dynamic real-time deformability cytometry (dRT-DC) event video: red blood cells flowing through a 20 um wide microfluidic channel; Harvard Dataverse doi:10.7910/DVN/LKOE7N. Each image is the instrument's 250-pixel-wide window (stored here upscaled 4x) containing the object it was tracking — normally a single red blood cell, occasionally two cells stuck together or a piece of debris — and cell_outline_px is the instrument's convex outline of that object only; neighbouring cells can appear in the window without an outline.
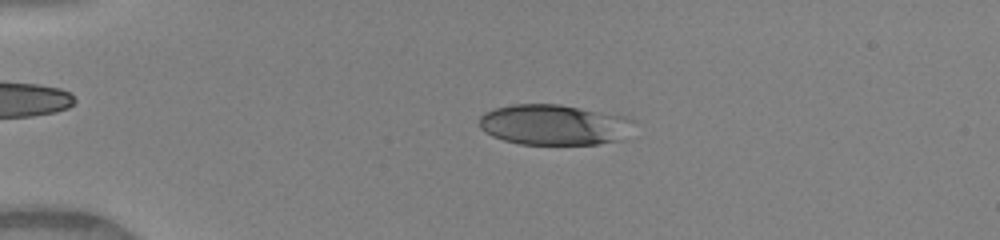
{"species": "human", "species_latin": "Homo sapiens", "temperature_condition": "warm", "stored_images_in_passage": 35, "camera_frame_rate_fps": 3000, "um_per_image_px": 0.085, "donor": {"sex": "female"}, "frame": {"image": 1, "passage_image": 10, "time_ms": 3.0, "image_size_px": [1000, 240], "cell_outline_px": [[636, 120], [620, 140], [596, 144], [520, 144], [504, 140], [492, 136], [484, 132], [480, 128], [480, 116], [484, 112], [496, 108], [512, 104], [560, 104], [624, 116]], "centroid_in_image_um": [47.05, 10.6], "position_along_channel_um": 37.9, "area_um2": 36.36}}
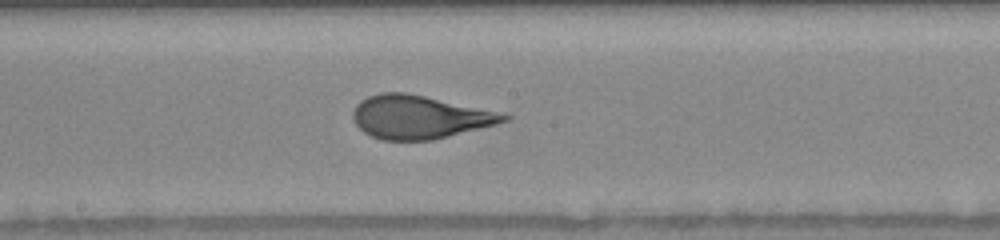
{"frame": {"image": 2, "passage_image": 21, "time_ms": 6.667, "image_size_px": [1000, 240], "cell_outline_px": [[512, 116], [508, 120], [496, 124], [432, 140], [380, 140], [364, 132], [356, 124], [352, 116], [352, 112], [356, 104], [360, 100], [368, 96], [380, 92], [408, 92]], "centroid_in_image_um": [35.57, 9.94], "position_along_channel_um": 212.6, "area_um2": 37.57}}
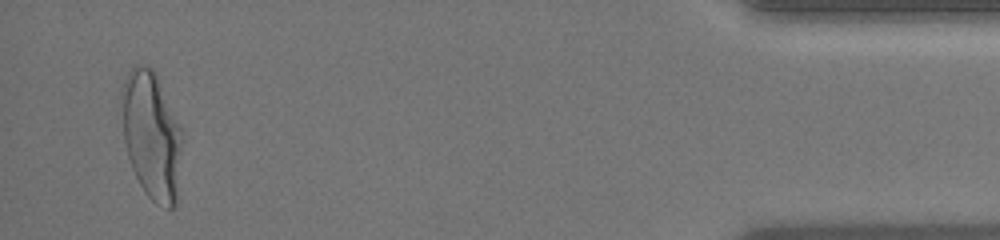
{"frame": {"image": 3, "passage_image": 35, "time_ms": 11.333, "image_size_px": [1000, 240], "cell_outline_px": [[184, 132], [176, 208], [168, 208], [156, 204], [144, 192], [132, 168], [128, 156], [124, 140], [120, 96], [120, 92], [124, 80], [128, 72], [136, 64], [144, 64], [152, 68], [160, 80]], "centroid_in_image_um": [12.91, 11.49], "position_along_channel_um": 422.3, "area_um2": 46.07}, "authors_computed_cell_mechanics": {"area_um2": 38.3214, "velocity_mm_per_s": 4.1786, "shape_relaxation_time_tau1_ms": 3.2714, "shape_relaxation_time_tau2_ms": null, "deformation_change_tau1": 0.2044, "deformation_change_tau2": null}}